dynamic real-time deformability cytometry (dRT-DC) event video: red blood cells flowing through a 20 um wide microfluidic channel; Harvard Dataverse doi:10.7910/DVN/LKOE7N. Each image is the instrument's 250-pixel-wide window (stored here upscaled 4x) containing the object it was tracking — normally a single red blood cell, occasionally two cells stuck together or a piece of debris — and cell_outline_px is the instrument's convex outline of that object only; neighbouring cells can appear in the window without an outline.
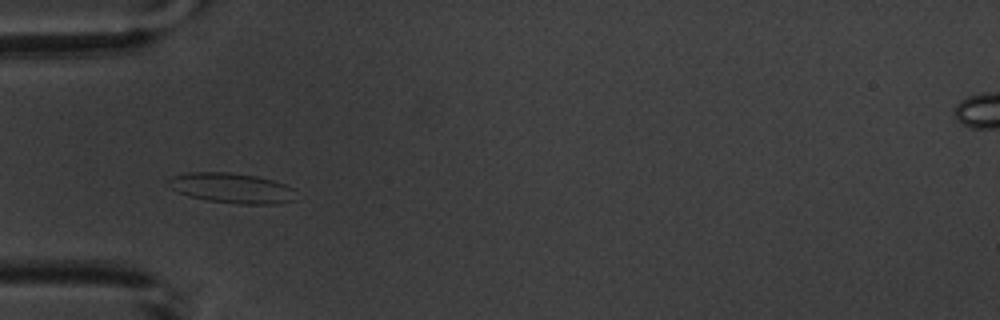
{"species": "common noctule bat (a hibernating species)", "species_latin": "Nyctalus noctula", "temperature_condition": "warm", "stored_images_in_passage": 3, "camera_frame_rate_fps": 3000, "um_per_image_px": 0.085, "animal": {"sex": "male", "body_mass_g": 20.1, "forearm_length_mm": 53.5}, "frame": {"image": 1, "passage_image": 2, "time_ms": 2.0, "image_size_px": [1000, 320], "cell_outline_px": [[296, 200], [276, 204], [240, 204], [208, 200], [188, 196], [176, 192], [172, 188], [168, 180], [172, 176], [188, 172], [228, 172], [256, 176], [272, 180], [296, 188]], "centroid_in_image_um": [19.75, 15.99], "position_along_channel_um": 65.3, "area_um2": 22.54}}